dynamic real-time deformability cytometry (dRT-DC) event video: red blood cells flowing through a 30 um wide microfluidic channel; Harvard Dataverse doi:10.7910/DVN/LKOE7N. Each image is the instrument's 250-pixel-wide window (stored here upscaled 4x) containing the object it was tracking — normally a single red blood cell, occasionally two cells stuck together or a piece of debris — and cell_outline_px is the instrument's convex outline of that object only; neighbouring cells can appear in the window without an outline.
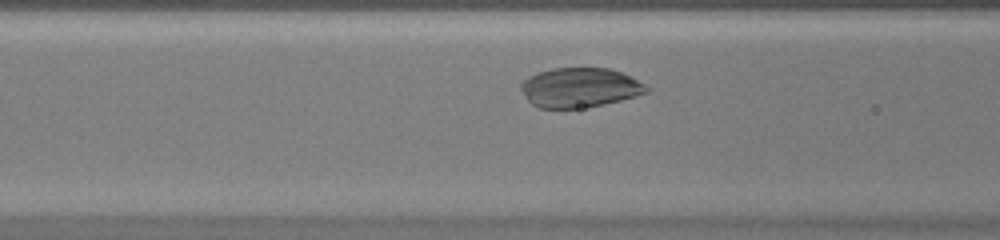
{"species": "common noctule bat (a hibernating species)", "species_latin": "Nyctalus noctula", "temperature_condition": "warm", "stored_images_in_passage": 28, "camera_frame_rate_fps": 3000, "um_per_image_px": 0.085, "animal": {"sex": "female", "body_mass_g": 20.0, "forearm_length_mm": 54.0}, "frame": {"image": 1, "passage_image": 8, "time_ms": 2.333, "image_size_px": [1000, 240], "cell_outline_px": [[648, 92], [636, 96], [604, 104], [580, 108], [540, 108], [532, 104], [528, 100], [520, 88], [520, 84], [524, 80], [536, 72], [552, 68], [608, 68], [620, 72], [644, 84], [648, 88]], "centroid_in_image_um": [49.24, 7.44], "position_along_channel_um": 117.4, "area_um2": 28.73}}
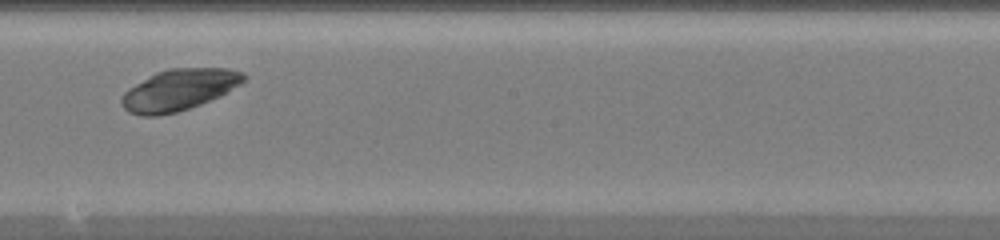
{"frame": {"image": 2, "passage_image": 16, "time_ms": 5.0, "image_size_px": [1000, 240], "cell_outline_px": [[248, 80], [220, 96], [200, 104], [176, 112], [156, 116], [140, 116], [128, 112], [120, 104], [120, 100], [124, 92], [128, 88], [156, 72], [168, 68], [228, 68], [244, 72], [248, 76]], "centroid_in_image_um": [15.23, 7.63], "position_along_channel_um": 233.0, "area_um2": 29.65}}
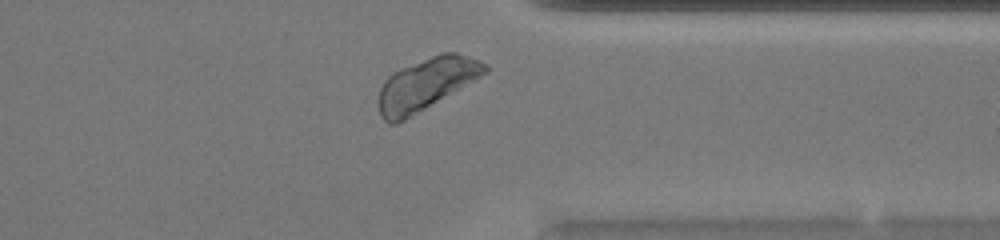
{"frame": {"image": 3, "passage_image": 26, "time_ms": 8.333, "image_size_px": [1000, 240], "cell_outline_px": [[488, 72], [404, 120], [396, 124], [388, 124], [380, 116], [380, 88], [384, 80], [392, 72], [400, 68], [440, 52], [456, 52], [480, 60], [488, 64]], "centroid_in_image_um": [36.23, 7.12], "position_along_channel_um": 375.2, "area_um2": 31.91}}